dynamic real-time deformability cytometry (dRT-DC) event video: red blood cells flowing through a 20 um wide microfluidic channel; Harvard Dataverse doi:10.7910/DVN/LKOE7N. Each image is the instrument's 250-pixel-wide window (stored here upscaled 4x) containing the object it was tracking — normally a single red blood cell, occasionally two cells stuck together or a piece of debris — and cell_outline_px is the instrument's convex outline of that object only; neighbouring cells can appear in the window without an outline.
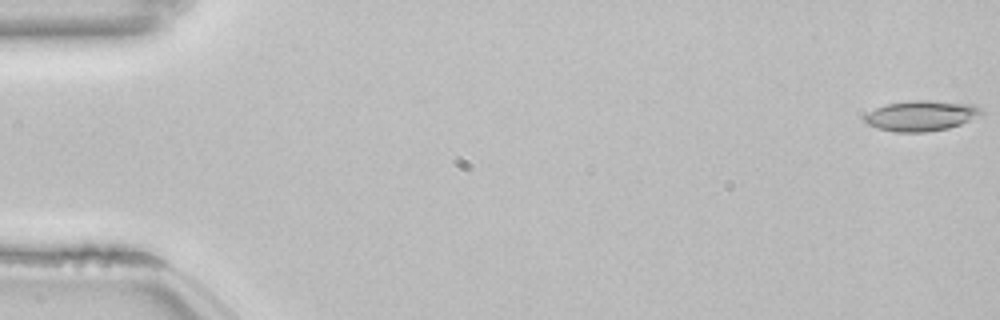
{"species": "common noctule bat (a hibernating species)", "species_latin": "Nyctalus noctula", "temperature_condition": "room temperature", "stored_images_in_passage": 54, "camera_frame_rate_fps": 3000, "um_per_image_px": 0.085, "animal": {"sex": "female", "body_mass_g": 22.7, "forearm_length_mm": 54.2}, "frame": {"image": 1, "passage_image": 1, "time_ms": 0.0, "image_size_px": [1000, 320], "cell_outline_px": [[984, 112], [980, 116], [960, 124], [948, 128], [924, 132], [896, 132], [876, 128], [868, 124], [864, 120], [864, 116], [868, 112], [876, 108], [888, 104], [908, 100], [932, 100], [976, 104], [984, 108]], "centroid_in_image_um": [78.36, 9.82], "position_along_channel_um": 6.6, "area_um2": 20.92}}
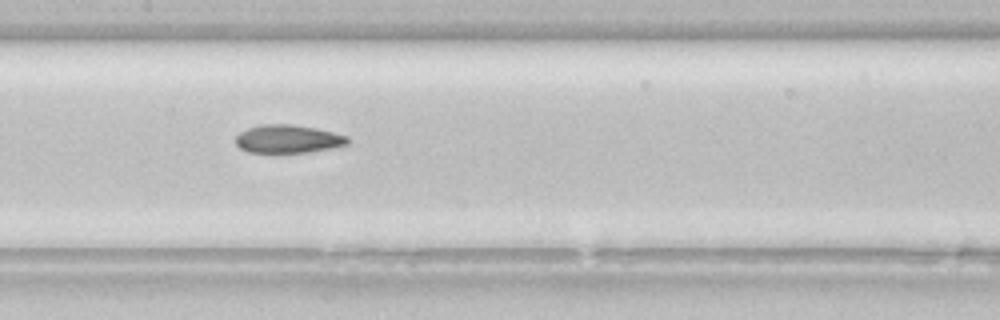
{"frame": {"image": 2, "passage_image": 27, "time_ms": 8.667, "image_size_px": [1000, 320], "cell_outline_px": [[348, 144], [332, 148], [308, 152], [248, 152], [240, 148], [236, 144], [236, 136], [240, 132], [248, 128], [260, 124], [292, 124], [316, 128], [348, 136]], "centroid_in_image_um": [24.47, 11.8], "position_along_channel_um": 182.9, "area_um2": 18.32}}
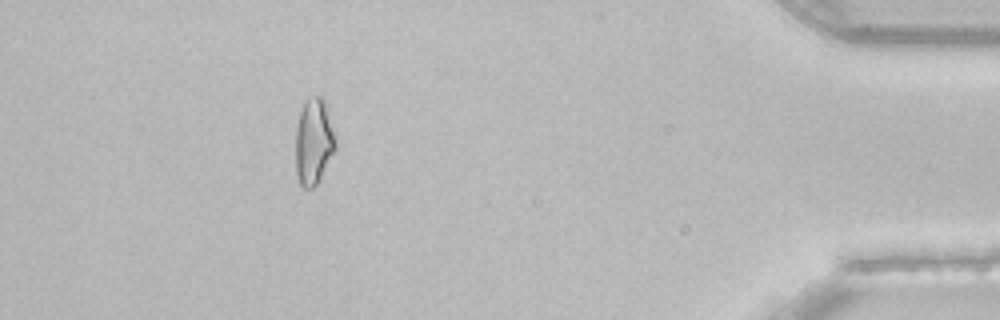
{"frame": {"image": 3, "passage_image": 49, "time_ms": 16.0, "image_size_px": [1000, 320], "cell_outline_px": [[336, 148], [316, 184], [312, 188], [304, 188], [300, 184], [296, 172], [296, 128], [300, 112], [308, 96], [320, 96], [324, 100], [336, 140]], "centroid_in_image_um": [26.65, 12.02], "position_along_channel_um": 408.5, "area_um2": 19.71}, "authors_computed_cell_mechanics": {"area_um2": 19.5075, "velocity_mm_per_s": 3.8506, "shape_relaxation_time_tau1_ms": null, "shape_relaxation_time_tau2_ms": 3.826, "deformation_change_tau1": null, "deformation_change_tau2": 0.1093}}